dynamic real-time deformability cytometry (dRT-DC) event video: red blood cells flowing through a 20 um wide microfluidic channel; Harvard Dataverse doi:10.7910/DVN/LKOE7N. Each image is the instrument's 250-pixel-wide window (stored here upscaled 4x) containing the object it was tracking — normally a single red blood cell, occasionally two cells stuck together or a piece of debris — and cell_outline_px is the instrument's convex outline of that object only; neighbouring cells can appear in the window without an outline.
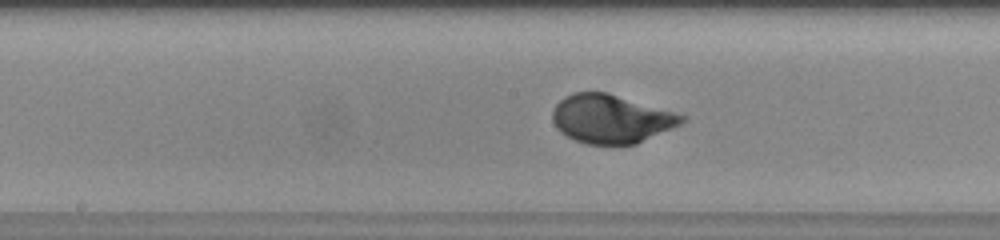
{"species": "human", "species_latin": "Homo sapiens", "temperature_condition": "warm", "stored_images_in_passage": 47, "camera_frame_rate_fps": 3000, "um_per_image_px": 0.085, "donor": {"sex": "female"}, "frame": {"image": 1, "passage_image": 27, "time_ms": 8.667, "image_size_px": [1000, 240], "cell_outline_px": [[684, 120], [680, 124], [672, 128], [636, 144], [584, 144], [560, 132], [556, 128], [552, 120], [552, 112], [556, 104], [564, 96], [572, 92], [608, 92], [672, 112], [684, 116]], "centroid_in_image_um": [51.88, 10.1], "position_along_channel_um": 196.3, "area_um2": 36.24}}